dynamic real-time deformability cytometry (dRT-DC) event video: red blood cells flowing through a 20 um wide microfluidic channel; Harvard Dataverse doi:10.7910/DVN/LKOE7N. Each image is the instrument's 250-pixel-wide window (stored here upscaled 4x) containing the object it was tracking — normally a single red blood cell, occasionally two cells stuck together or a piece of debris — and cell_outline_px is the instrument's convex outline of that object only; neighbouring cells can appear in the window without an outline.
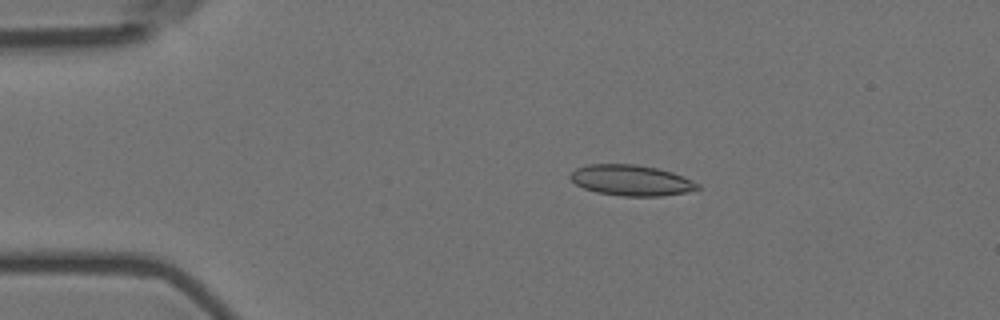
{"species": "Egyptian fruit bat (a non-hibernating species)", "species_latin": "Rousettus aegyptiacus", "temperature_condition": "room temperature", "stored_images_in_passage": 51, "camera_frame_rate_fps": 3000, "um_per_image_px": 0.085, "animal": {"sex": "female"}, "frame": {"image": 1, "passage_image": 5, "time_ms": 1.333, "image_size_px": [1000, 320], "cell_outline_px": [[700, 188], [688, 192], [660, 196], [624, 196], [596, 192], [584, 188], [576, 184], [568, 176], [576, 168], [588, 164], [636, 164], [656, 168], [672, 172], [692, 180], [700, 184]], "centroid_in_image_um": [53.65, 15.32], "position_along_channel_um": 31.3, "area_um2": 22.77}}
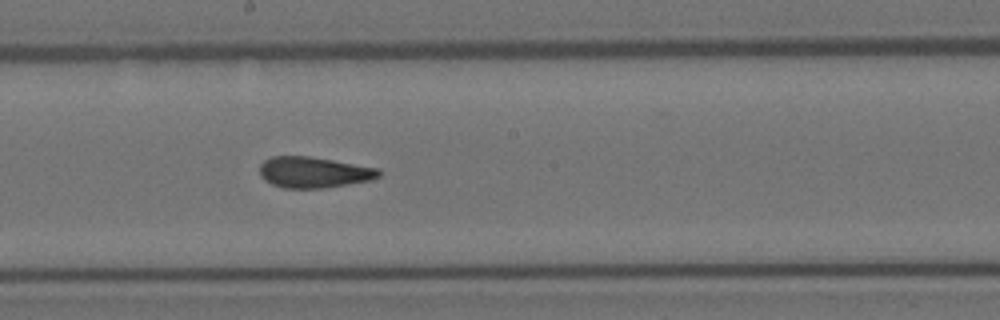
{"frame": {"image": 2, "passage_image": 25, "time_ms": 8.0, "image_size_px": [1000, 320], "cell_outline_px": [[380, 176], [372, 180], [324, 188], [284, 188], [272, 184], [264, 180], [260, 176], [260, 164], [264, 160], [272, 156], [312, 156], [380, 168]], "centroid_in_image_um": [26.68, 14.64], "position_along_channel_um": 221.5, "area_um2": 21.73}}
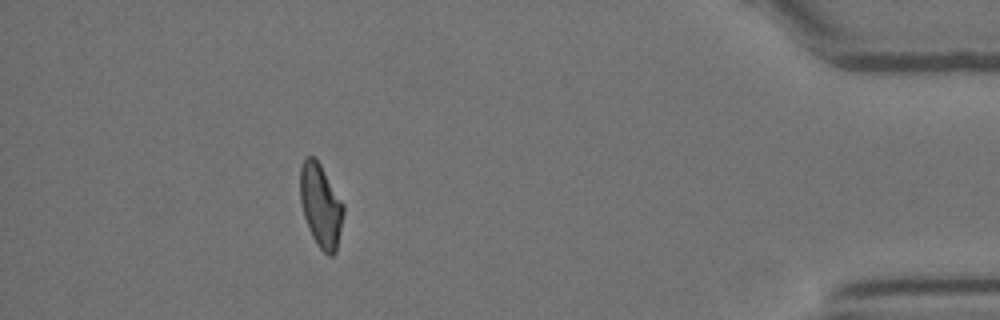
{"frame": {"image": 3, "passage_image": 45, "time_ms": 14.667, "image_size_px": [1000, 320], "cell_outline_px": [[344, 212], [336, 252], [332, 256], [328, 256], [320, 248], [312, 236], [308, 228], [304, 216], [300, 200], [300, 168], [304, 160], [308, 156], [312, 156], [320, 164], [344, 204]], "centroid_in_image_um": [27.27, 17.49], "position_along_channel_um": 407.9, "area_um2": 20.87}, "authors_computed_cell_mechanics": {"area_um2": 21.9062, "velocity_mm_per_s": 3.5908, "shape_relaxation_time_tau1_ms": null, "shape_relaxation_time_tau2_ms": 2.0016, "deformation_change_tau1": null, "deformation_change_tau2": 0.0821}}